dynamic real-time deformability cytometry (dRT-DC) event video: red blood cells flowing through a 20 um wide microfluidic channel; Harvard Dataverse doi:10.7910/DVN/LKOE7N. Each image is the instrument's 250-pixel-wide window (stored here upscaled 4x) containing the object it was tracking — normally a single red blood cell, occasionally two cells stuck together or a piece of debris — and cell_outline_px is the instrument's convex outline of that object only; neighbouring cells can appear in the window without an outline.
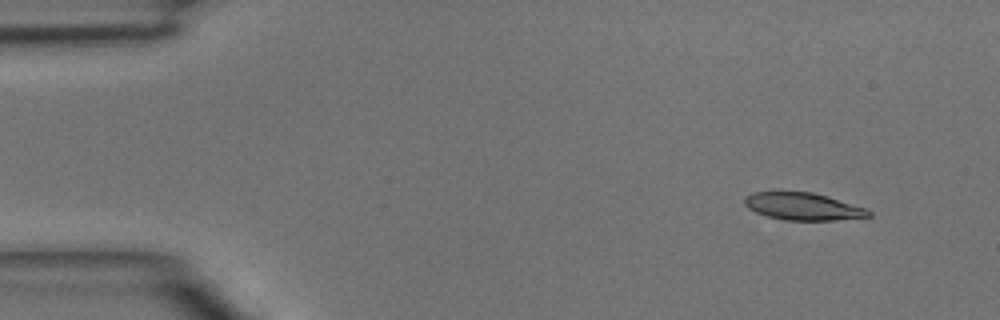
{"species": "common noctule bat (a hibernating species)", "species_latin": "Nyctalus noctula", "temperature_condition": "room temperature", "stored_images_in_passage": 4, "segment_of_instrument_passage": [2, 2], "camera_frame_rate_fps": 3000, "um_per_image_px": 0.085, "animal": {"sex": "male", "body_mass_g": 15.6}, "frame": {"image": 1, "passage_image": 4, "time_ms": 1.0, "image_size_px": [1000, 320], "cell_outline_px": [[872, 216], [836, 220], [784, 220], [768, 216], [756, 212], [748, 208], [744, 204], [744, 196], [752, 192], [812, 192], [828, 196], [868, 208], [872, 212]], "centroid_in_image_um": [68.28, 17.54], "position_along_channel_um": 16.7, "area_um2": 19.88}}